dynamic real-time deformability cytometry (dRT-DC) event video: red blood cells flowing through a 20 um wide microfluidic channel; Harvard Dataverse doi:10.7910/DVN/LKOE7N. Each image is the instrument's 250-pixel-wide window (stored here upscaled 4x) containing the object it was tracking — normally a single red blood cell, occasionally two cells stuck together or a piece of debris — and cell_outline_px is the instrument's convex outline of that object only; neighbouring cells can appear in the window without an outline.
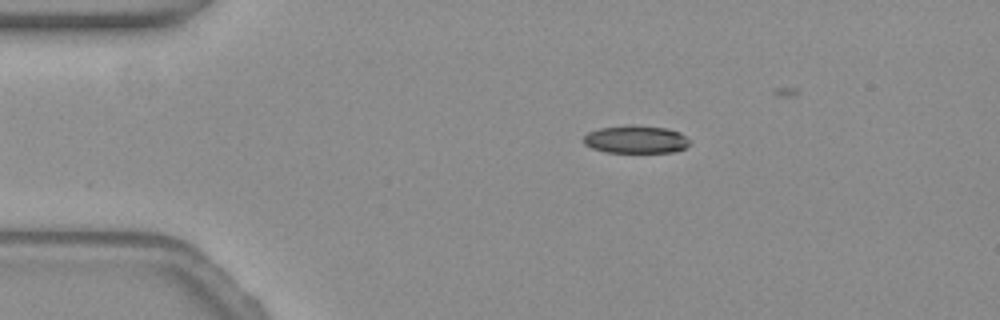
{"species": "common noctule bat (a hibernating species)", "species_latin": "Nyctalus noctula", "temperature_condition": "warm", "stored_images_in_passage": 13, "camera_frame_rate_fps": 3000, "um_per_image_px": 0.085, "animal": {"sex": "female", "body_mass_g": 19.3, "forearm_length_mm": 54.1}, "frame": {"image": 1, "passage_image": 10, "time_ms": 3.0, "image_size_px": [1000, 320], "cell_outline_px": [[688, 144], [684, 148], [672, 152], [604, 152], [592, 148], [584, 144], [584, 136], [588, 132], [600, 128], [668, 128], [680, 132], [688, 140]], "centroid_in_image_um": [54.03, 11.9], "position_along_channel_um": 31.0, "area_um2": 16.18}}